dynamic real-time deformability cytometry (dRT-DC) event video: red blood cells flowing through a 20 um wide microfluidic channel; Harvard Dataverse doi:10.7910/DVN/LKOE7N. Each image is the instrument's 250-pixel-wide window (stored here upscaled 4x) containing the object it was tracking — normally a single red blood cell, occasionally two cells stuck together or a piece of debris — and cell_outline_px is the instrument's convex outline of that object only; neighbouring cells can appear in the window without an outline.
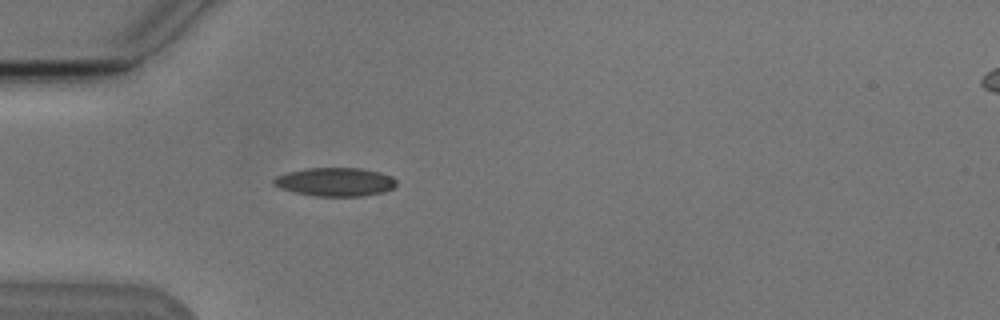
{"species": "Egyptian fruit bat (a non-hibernating species)", "species_latin": "Rousettus aegyptiacus", "temperature_condition": "cold", "stored_images_in_passage": 3, "camera_frame_rate_fps": 3000, "um_per_image_px": 0.085, "animal": {"sex": "male"}, "frame": {"image": 1, "passage_image": 3, "time_ms": 2.333, "image_size_px": [1000, 320], "cell_outline_px": [[396, 184], [392, 188], [384, 192], [360, 196], [316, 196], [296, 192], [280, 188], [272, 184], [272, 180], [276, 176], [288, 172], [304, 168], [360, 168], [380, 172], [392, 176], [396, 180]], "centroid_in_image_um": [28.48, 15.45], "position_along_channel_um": 56.5, "area_um2": 20.4}}